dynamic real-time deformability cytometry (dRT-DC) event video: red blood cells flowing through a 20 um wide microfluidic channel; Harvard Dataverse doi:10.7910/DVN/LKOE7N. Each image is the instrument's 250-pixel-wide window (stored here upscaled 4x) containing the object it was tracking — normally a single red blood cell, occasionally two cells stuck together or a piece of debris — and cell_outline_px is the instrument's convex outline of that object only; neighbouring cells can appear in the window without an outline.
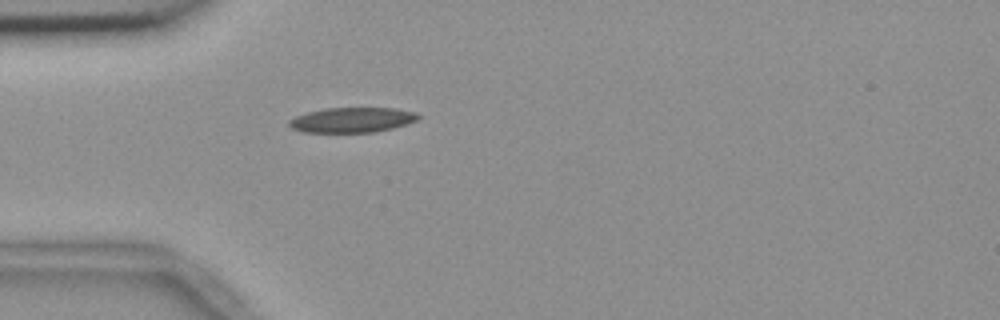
{"species": "common noctule bat (a hibernating species)", "species_latin": "Nyctalus noctula", "temperature_condition": "room temperature", "stored_images_in_passage": 40, "camera_frame_rate_fps": 3000, "um_per_image_px": 0.085, "animal": {"sex": "female", "body_mass_g": 18.4}, "frame": {"image": 1, "passage_image": 1, "time_ms": 0.0, "image_size_px": [1000, 320], "cell_outline_px": [[420, 116], [416, 120], [408, 124], [376, 132], [300, 132], [292, 128], [288, 124], [288, 120], [296, 116], [308, 112], [324, 108], [396, 108], [416, 112]], "centroid_in_image_um": [29.93, 10.19], "position_along_channel_um": 55.1, "area_um2": 18.9}}
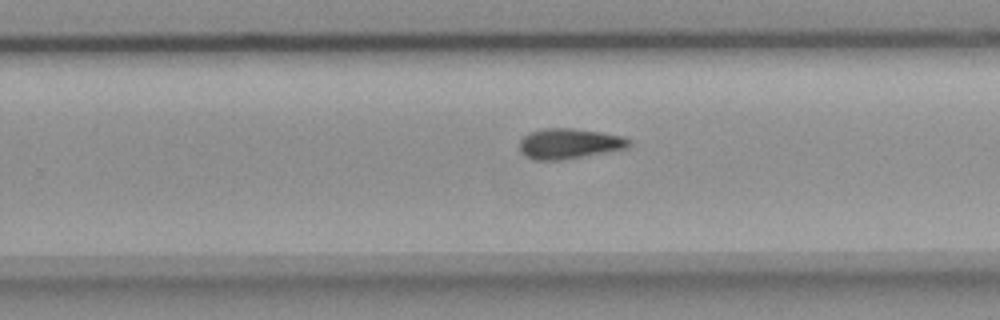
{"frame": {"image": 2, "passage_image": 20, "time_ms": 6.333, "image_size_px": [1000, 320], "cell_outline_px": [[632, 144], [624, 148], [564, 160], [532, 160], [524, 156], [520, 152], [520, 140], [528, 132], [544, 128], [572, 128], [600, 132], [620, 136], [628, 140]], "centroid_in_image_um": [48.29, 12.21], "position_along_channel_um": 281.5, "area_um2": 19.25}}
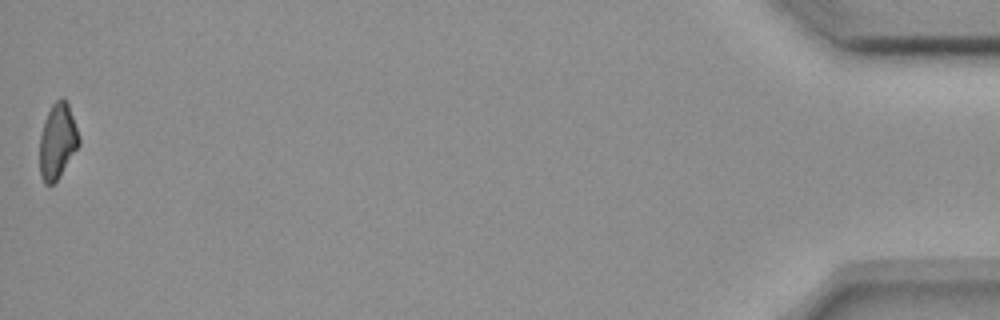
{"frame": {"image": 3, "passage_image": 40, "time_ms": 13.0, "image_size_px": [1000, 320], "cell_outline_px": [[80, 144], [60, 176], [52, 184], [44, 184], [40, 176], [40, 136], [44, 120], [52, 104], [60, 96], [64, 96], [68, 104], [80, 136]], "centroid_in_image_um": [4.89, 11.98], "position_along_channel_um": 430.3, "area_um2": 17.34}, "authors_computed_cell_mechanics": {"area_um2": 18.8428, "velocity_mm_per_s": 3.6827, "shape_relaxation_time_tau1_ms": 10.7123, "shape_relaxation_time_tau2_ms": null, "deformation_change_tau1": 0.2121, "deformation_change_tau2": null}}